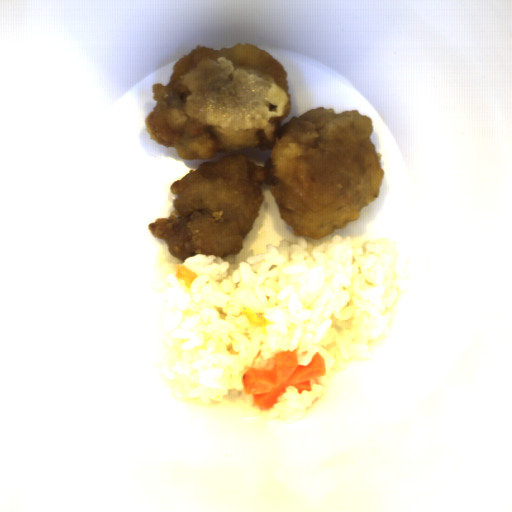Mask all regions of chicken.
Instances as JSON below:
<instances>
[{
	"instance_id": "1",
	"label": "chicken",
	"mask_w": 512,
	"mask_h": 512,
	"mask_svg": "<svg viewBox=\"0 0 512 512\" xmlns=\"http://www.w3.org/2000/svg\"><path fill=\"white\" fill-rule=\"evenodd\" d=\"M145 123L151 140L181 160H212L242 149L267 150L265 166L245 155L202 163L173 181V210L148 227L184 262L197 253L237 255L259 217L268 186L282 221L296 237L321 240L355 223L378 198L382 155L371 119L358 111L315 108L296 118L288 73L248 42L197 45L153 83Z\"/></svg>"
}]
</instances>
